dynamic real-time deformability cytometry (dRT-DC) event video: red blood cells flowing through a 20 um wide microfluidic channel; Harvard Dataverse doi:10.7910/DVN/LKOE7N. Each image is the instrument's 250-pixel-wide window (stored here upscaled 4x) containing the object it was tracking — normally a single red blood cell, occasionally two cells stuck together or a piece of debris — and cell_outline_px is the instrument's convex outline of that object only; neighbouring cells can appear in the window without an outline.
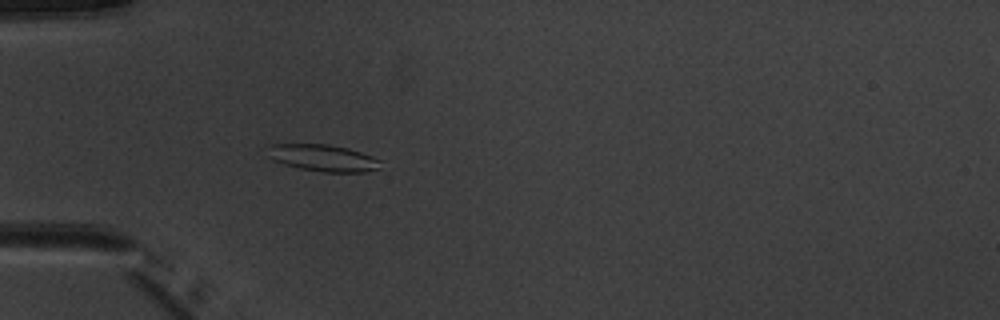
{"species": "common noctule bat (a hibernating species)", "species_latin": "Nyctalus noctula", "temperature_condition": "warm", "stored_images_in_passage": 4, "camera_frame_rate_fps": 3000, "um_per_image_px": 0.085, "animal": {"sex": "male", "body_mass_g": 20.1, "forearm_length_mm": 53.5}, "frame": {"image": 1, "passage_image": 4, "time_ms": 3.333, "image_size_px": [1000, 320], "cell_outline_px": [[380, 168], [364, 172], [324, 172], [300, 168], [284, 164], [272, 160], [264, 156], [268, 144], [328, 144], [348, 148], [372, 156], [380, 160]], "centroid_in_image_um": [27.38, 13.41], "position_along_channel_um": 57.6, "area_um2": 17.86}}